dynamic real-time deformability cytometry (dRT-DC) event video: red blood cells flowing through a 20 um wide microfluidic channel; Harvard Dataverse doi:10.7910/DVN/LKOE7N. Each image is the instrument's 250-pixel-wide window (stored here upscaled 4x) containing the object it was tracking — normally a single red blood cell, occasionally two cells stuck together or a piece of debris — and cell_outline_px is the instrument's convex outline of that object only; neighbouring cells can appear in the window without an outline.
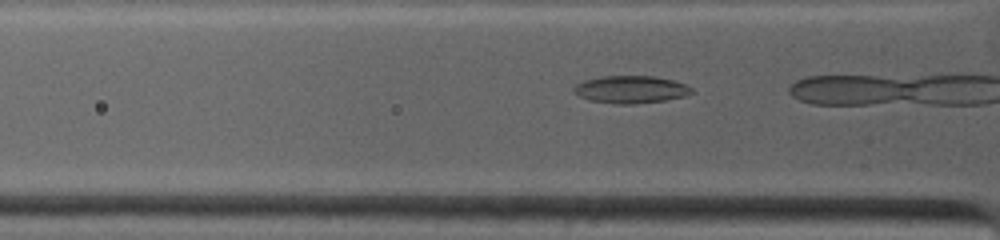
{"species": "common noctule bat (a hibernating species)", "species_latin": "Nyctalus noctula", "temperature_condition": "warm", "stored_images_in_passage": 14, "camera_frame_rate_fps": 4500, "um_per_image_px": 0.085, "animal": {"sex": "female", "body_mass_g": 19.0, "forearm_length_mm": 53.3}, "frame": {"image": 1, "passage_image": 8, "time_ms": 1.556, "image_size_px": [1000, 240], "cell_outline_px": [[692, 92], [684, 96], [664, 100], [632, 104], [616, 104], [588, 100], [572, 92], [572, 88], [576, 84], [584, 80], [600, 76], [656, 76], [672, 80], [684, 84], [692, 88]], "centroid_in_image_um": [53.56, 7.6], "position_along_channel_um": 72.2, "area_um2": 18.84}}